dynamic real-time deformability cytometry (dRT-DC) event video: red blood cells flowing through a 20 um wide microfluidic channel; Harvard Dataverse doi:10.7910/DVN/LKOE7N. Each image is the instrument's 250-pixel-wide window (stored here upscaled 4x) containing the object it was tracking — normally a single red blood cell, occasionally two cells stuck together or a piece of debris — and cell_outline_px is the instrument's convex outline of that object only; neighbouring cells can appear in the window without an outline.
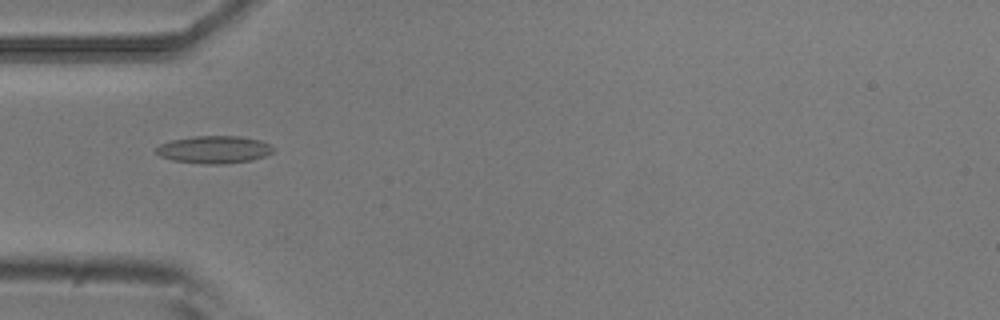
{"species": "common noctule bat (a hibernating species)", "species_latin": "Nyctalus noctula", "temperature_condition": "room temperature", "stored_images_in_passage": 2, "camera_frame_rate_fps": 3000, "um_per_image_px": 0.085, "animal": {"sex": "male", "body_mass_g": 20.5, "forearm_length_mm": 52.5}, "frame": {"image": 1, "passage_image": 1, "time_ms": 0.0, "image_size_px": [1000, 320], "cell_outline_px": [[276, 148], [272, 152], [264, 156], [252, 160], [224, 164], [204, 164], [172, 160], [160, 156], [156, 152], [156, 148], [160, 144], [172, 140], [192, 136], [240, 136], [260, 140]], "centroid_in_image_um": [18.2, 12.71], "position_along_channel_um": 66.8, "area_um2": 18.79}}